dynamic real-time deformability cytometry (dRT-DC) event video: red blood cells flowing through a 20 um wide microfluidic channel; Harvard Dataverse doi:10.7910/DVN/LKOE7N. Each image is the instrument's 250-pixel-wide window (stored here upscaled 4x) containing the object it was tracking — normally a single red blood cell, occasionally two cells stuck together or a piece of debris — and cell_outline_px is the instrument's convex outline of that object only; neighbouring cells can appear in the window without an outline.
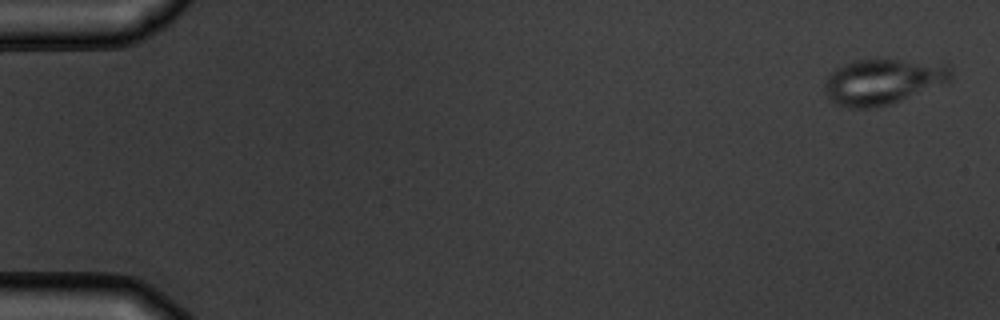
{"species": "common noctule bat (a hibernating species)", "species_latin": "Nyctalus noctula", "temperature_condition": "warm", "stored_images_in_passage": 5, "camera_frame_rate_fps": 3000, "um_per_image_px": 0.085, "animal": {"sex": "male", "body_mass_g": 19.5, "forearm_length_mm": 54.6}, "frame": {"image": 1, "passage_image": 1, "time_ms": 0.0, "image_size_px": [1000, 320], "cell_outline_px": [[952, 76], [948, 80], [892, 104], [868, 108], [848, 108], [836, 104], [828, 96], [824, 88], [824, 80], [836, 68], [856, 60], [900, 60], [948, 64], [952, 68]], "centroid_in_image_um": [75.0, 6.94], "position_along_channel_um": 10.0, "area_um2": 32.95}}